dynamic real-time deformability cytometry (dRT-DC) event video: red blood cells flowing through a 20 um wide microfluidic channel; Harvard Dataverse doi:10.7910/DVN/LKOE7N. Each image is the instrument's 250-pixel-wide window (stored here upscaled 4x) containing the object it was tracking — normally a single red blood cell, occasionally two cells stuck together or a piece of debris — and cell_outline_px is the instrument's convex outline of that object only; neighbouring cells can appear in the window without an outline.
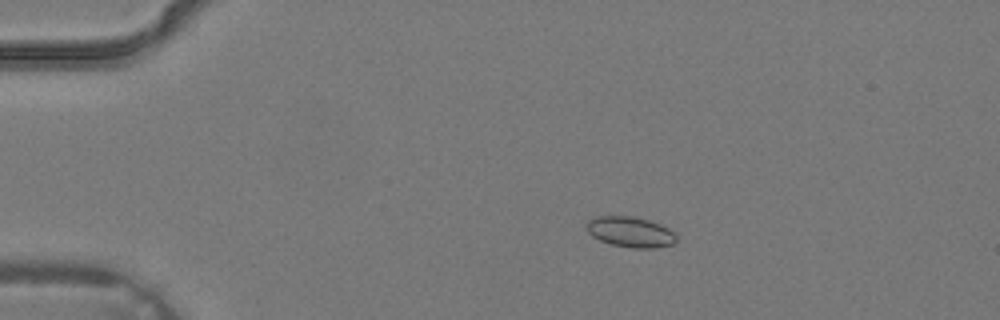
{"species": "common noctule bat (a hibernating species)", "species_latin": "Nyctalus noctula", "temperature_condition": "warm", "stored_images_in_passage": 3, "camera_frame_rate_fps": 3000, "um_per_image_px": 0.085, "animal": {"sex": "male", "body_mass_g": 19.2, "forearm_length_mm": 51.8}, "frame": {"image": 1, "passage_image": 2, "time_ms": 0.333, "image_size_px": [1000, 320], "cell_outline_px": [[676, 240], [672, 244], [656, 248], [632, 248], [612, 244], [600, 240], [592, 236], [588, 232], [588, 220], [596, 216], [632, 216], [648, 220], [660, 224], [676, 232]], "centroid_in_image_um": [53.61, 19.71], "position_along_channel_um": 31.4, "area_um2": 15.9}}